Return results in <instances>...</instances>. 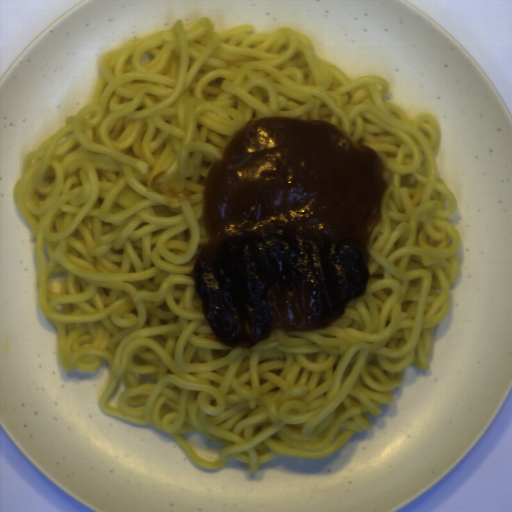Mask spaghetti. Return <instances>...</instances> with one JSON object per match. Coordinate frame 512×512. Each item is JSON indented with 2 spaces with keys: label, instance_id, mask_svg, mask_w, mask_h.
<instances>
[{
  "label": "spaghetti",
  "instance_id": "1",
  "mask_svg": "<svg viewBox=\"0 0 512 512\" xmlns=\"http://www.w3.org/2000/svg\"><path fill=\"white\" fill-rule=\"evenodd\" d=\"M217 32L205 15L99 57L91 103L22 157L15 206L35 238L40 311L67 373L108 363L97 402L151 425L192 462L249 475L279 456L330 457L365 415L394 404L410 366L427 371L448 318L461 235L438 177L441 123L383 101L387 80H351L288 26ZM332 121L387 164L365 295L324 329L224 346L189 273L206 243L208 166L251 118Z\"/></svg>",
  "mask_w": 512,
  "mask_h": 512
}]
</instances>
